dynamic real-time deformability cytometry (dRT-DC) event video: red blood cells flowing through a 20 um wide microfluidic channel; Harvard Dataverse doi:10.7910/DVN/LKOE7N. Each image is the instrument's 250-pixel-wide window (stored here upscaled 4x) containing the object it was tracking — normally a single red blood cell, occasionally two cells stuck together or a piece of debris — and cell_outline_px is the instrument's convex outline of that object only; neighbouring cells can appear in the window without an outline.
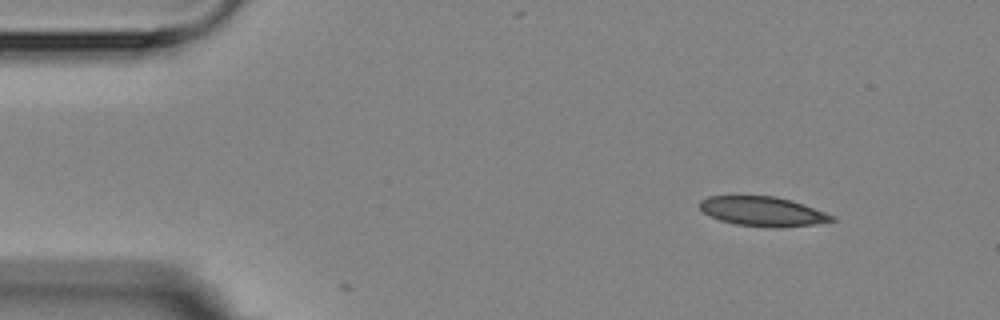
{"species": "Egyptian fruit bat (a non-hibernating species)", "species_latin": "Rousettus aegyptiacus", "temperature_condition": "room temperature", "stored_images_in_passage": 3, "camera_frame_rate_fps": 3000, "um_per_image_px": 0.085, "animal": {"sex": "female"}, "frame": {"image": 1, "passage_image": 1, "time_ms": 0.0, "image_size_px": [1000, 320], "cell_outline_px": [[836, 220], [812, 224], [780, 228], [772, 228], [736, 224], [720, 220], [708, 216], [700, 208], [700, 200], [708, 196], [776, 196], [792, 200], [804, 204], [836, 216]], "centroid_in_image_um": [64.84, 17.97], "position_along_channel_um": 20.2, "area_um2": 22.83}}